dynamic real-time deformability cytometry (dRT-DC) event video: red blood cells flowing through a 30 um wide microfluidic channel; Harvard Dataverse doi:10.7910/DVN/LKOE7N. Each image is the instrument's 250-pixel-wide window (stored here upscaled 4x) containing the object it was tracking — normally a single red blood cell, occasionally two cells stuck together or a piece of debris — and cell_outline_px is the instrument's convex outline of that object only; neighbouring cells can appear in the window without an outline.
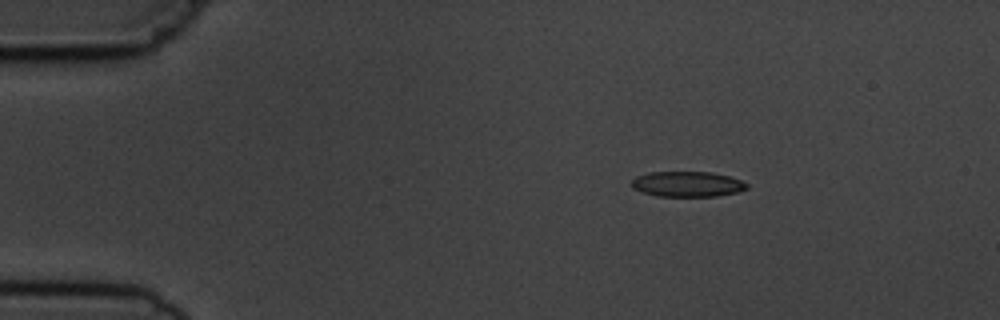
{"species": "common noctule bat (a hibernating species)", "species_latin": "Nyctalus noctula", "temperature_condition": "cold", "stored_images_in_passage": 3, "camera_frame_rate_fps": 3000, "um_per_image_px": 0.085, "animal": {"sex": "male", "body_mass_g": 19.5, "forearm_length_mm": 54.6}, "frame": {"image": 1, "passage_image": 2, "time_ms": 1.333, "image_size_px": [1000, 320], "cell_outline_px": [[748, 188], [736, 192], [716, 196], [656, 196], [632, 188], [632, 180], [636, 176], [648, 172], [712, 172], [728, 176], [740, 180], [748, 184]], "centroid_in_image_um": [58.41, 15.64], "position_along_channel_um": 26.6, "area_um2": 16.94}}